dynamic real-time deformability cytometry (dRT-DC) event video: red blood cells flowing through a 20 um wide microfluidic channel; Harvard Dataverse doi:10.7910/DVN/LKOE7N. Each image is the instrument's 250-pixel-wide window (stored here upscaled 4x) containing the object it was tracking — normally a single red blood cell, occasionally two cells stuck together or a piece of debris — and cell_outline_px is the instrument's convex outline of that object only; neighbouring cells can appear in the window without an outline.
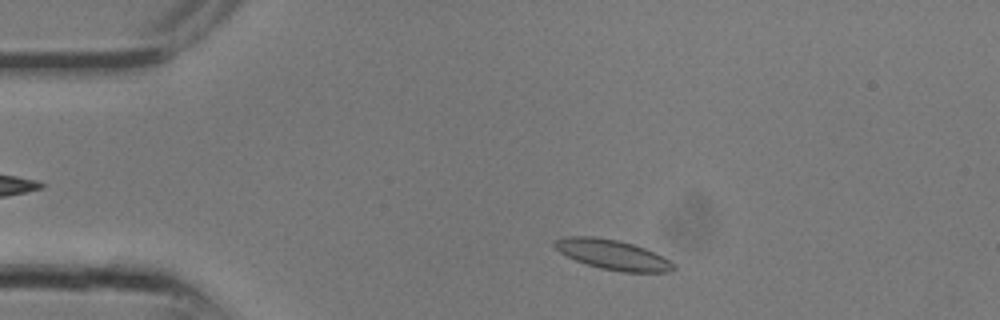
{"species": "common noctule bat (a hibernating species)", "species_latin": "Nyctalus noctula", "temperature_condition": "room temperature", "stored_images_in_passage": 24, "camera_frame_rate_fps": 3000, "um_per_image_px": 0.085, "animal": {"sex": "male", "body_mass_g": 13.3}, "frame": {"image": 1, "passage_image": 2, "time_ms": 0.333, "image_size_px": [1000, 320], "cell_outline_px": [[676, 268], [672, 272], [620, 272], [600, 268], [576, 260], [560, 252], [552, 244], [552, 240], [564, 236], [596, 236], [616, 240], [632, 244], [644, 248], [676, 264]], "centroid_in_image_um": [52.04, 21.64], "position_along_channel_um": 33.0, "area_um2": 20.63}}
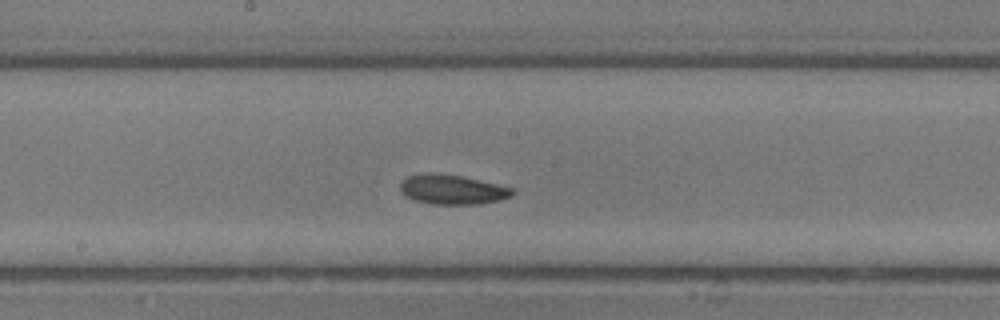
{"frame": {"image": 2, "passage_image": 11, "time_ms": 3.333, "image_size_px": [1000, 320], "cell_outline_px": [[516, 192], [512, 196], [500, 200], [480, 204], [432, 204], [416, 200], [400, 192], [400, 184], [408, 176], [428, 172], [440, 172], [480, 180], [512, 188]], "centroid_in_image_um": [38.46, 16.1], "position_along_channel_um": 209.7, "area_um2": 19.36}}
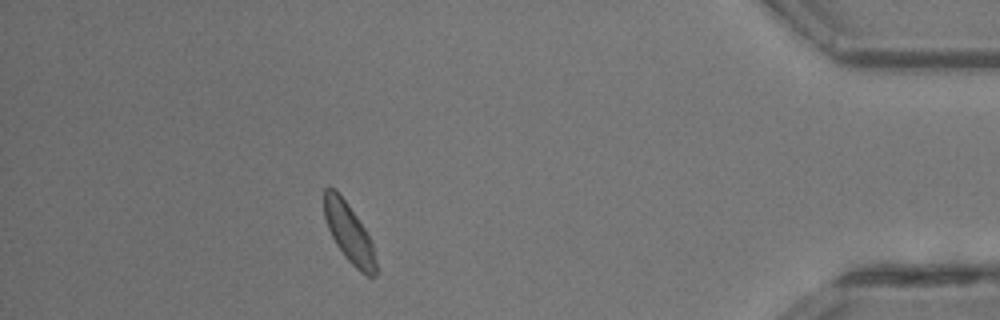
{"frame": {"image": 3, "passage_image": 21, "time_ms": 6.667, "image_size_px": [1000, 320], "cell_outline_px": [[376, 276], [368, 276], [360, 272], [344, 256], [336, 244], [328, 228], [324, 216], [324, 188], [328, 184], [336, 188], [356, 216], [372, 240], [376, 260]], "centroid_in_image_um": [29.65, 19.76], "position_along_channel_um": 405.5, "area_um2": 17.92}}